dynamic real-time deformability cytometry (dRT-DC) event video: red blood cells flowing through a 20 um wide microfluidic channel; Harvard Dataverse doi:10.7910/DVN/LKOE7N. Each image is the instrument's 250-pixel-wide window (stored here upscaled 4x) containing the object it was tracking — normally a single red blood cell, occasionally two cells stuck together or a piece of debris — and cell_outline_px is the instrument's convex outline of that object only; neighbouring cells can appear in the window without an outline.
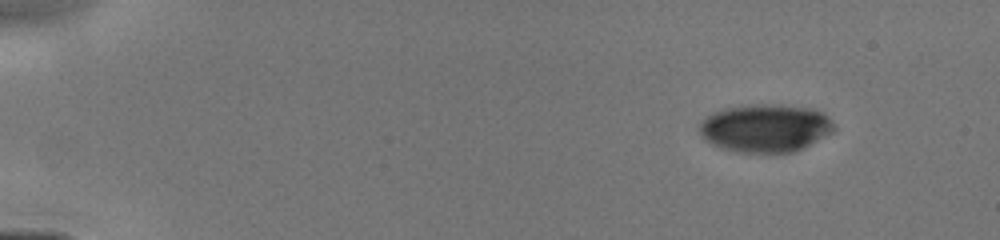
{"species": "human", "species_latin": "Homo sapiens", "temperature_condition": "cold", "stored_images_in_passage": 11, "camera_frame_rate_fps": 3000, "um_per_image_px": 0.085, "donor": {"sex": "male"}, "frame": {"image": 1, "passage_image": 1, "time_ms": 0.0, "image_size_px": [1000, 240], "cell_outline_px": [[836, 128], [832, 132], [804, 148], [792, 152], [732, 152], [720, 148], [704, 140], [700, 136], [700, 120], [712, 112], [724, 108], [752, 104], [764, 104], [816, 108], [824, 112], [832, 120]], "centroid_in_image_um": [65.05, 10.88], "position_along_channel_um": 20.0, "area_um2": 38.09}}
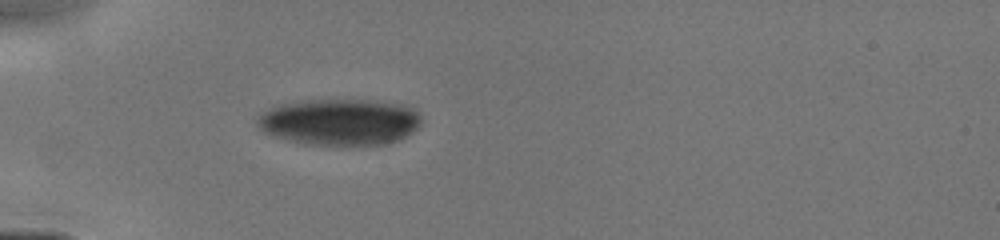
{"frame": {"image": 2, "passage_image": 7, "time_ms": 3.333, "image_size_px": [1000, 240], "cell_outline_px": [[420, 124], [412, 132], [396, 140], [384, 144], [308, 144], [288, 140], [264, 132], [256, 124], [256, 116], [280, 104], [308, 100], [376, 100], [400, 104], [416, 108], [420, 116]], "centroid_in_image_um": [28.88, 10.34], "position_along_channel_um": 56.1, "area_um2": 43.99}}
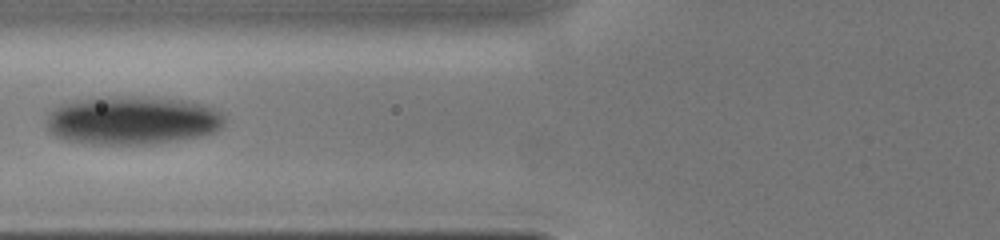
{"frame": {"image": 3, "passage_image": 10, "time_ms": 5.0, "image_size_px": [1000, 240], "cell_outline_px": [[224, 124], [216, 132], [200, 136], [152, 144], [92, 144], [68, 140], [56, 136], [48, 132], [48, 112], [60, 104], [72, 100], [92, 96], [144, 96], [184, 100], [208, 104], [224, 112]], "centroid_in_image_um": [11.27, 10.2], "position_along_channel_um": 114.5, "area_um2": 51.27}}